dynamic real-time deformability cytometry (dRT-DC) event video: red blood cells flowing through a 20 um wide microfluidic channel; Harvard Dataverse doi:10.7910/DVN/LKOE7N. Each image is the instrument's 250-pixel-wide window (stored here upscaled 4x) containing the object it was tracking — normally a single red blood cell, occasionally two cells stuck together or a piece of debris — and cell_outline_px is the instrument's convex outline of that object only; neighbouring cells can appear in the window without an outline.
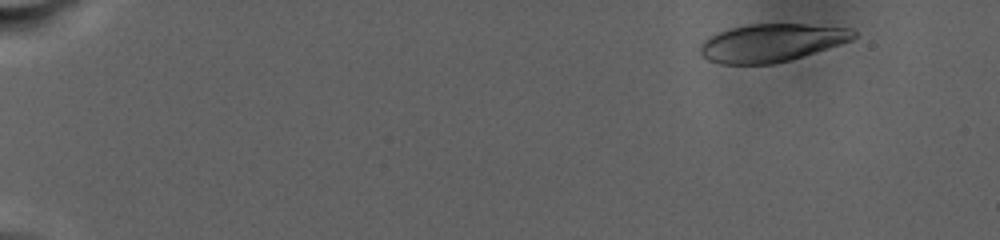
{"species": "human", "species_latin": "Homo sapiens", "temperature_condition": "warm", "stored_images_in_passage": 85, "camera_frame_rate_fps": 3000, "um_per_image_px": 0.085, "donor": {"sex": "male"}, "frame": {"image": 1, "passage_image": 1, "time_ms": 0.0, "image_size_px": [1000, 240], "cell_outline_px": [[856, 36], [852, 40], [828, 48], [788, 60], [772, 64], [720, 64], [708, 60], [700, 56], [700, 44], [708, 36], [716, 32], [728, 28], [748, 24], [804, 24], [852, 28], [856, 32]], "centroid_in_image_um": [65.53, 3.63], "position_along_channel_um": 19.5, "area_um2": 34.04}}
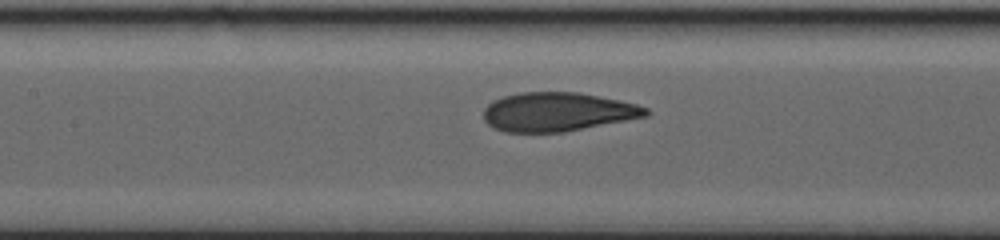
{"frame": {"image": 2, "passage_image": 51, "time_ms": 12.333, "image_size_px": [1000, 240], "cell_outline_px": [[652, 112], [648, 116], [564, 132], [504, 132], [488, 124], [484, 120], [484, 108], [492, 100], [504, 96], [520, 92], [576, 92], [620, 100], [636, 104], [648, 108]], "centroid_in_image_um": [47.4, 9.51], "position_along_channel_um": 160.0, "area_um2": 36.82}}
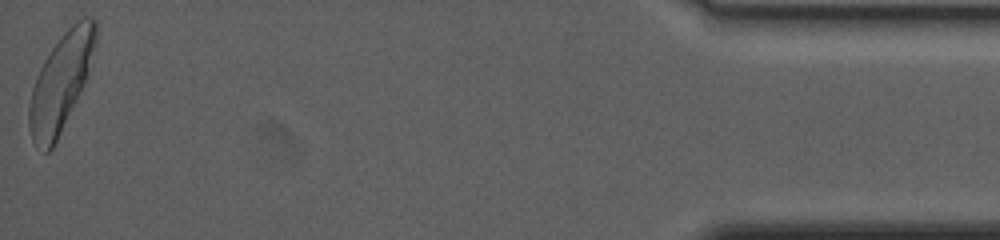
{"frame": {"image": 3, "passage_image": 85, "time_ms": 26.667, "image_size_px": [1000, 240], "cell_outline_px": [[96, 44], [84, 84], [52, 148], [48, 152], [44, 152], [36, 148], [32, 140], [28, 124], [28, 108], [32, 88], [36, 76], [44, 60], [52, 48], [64, 32], [76, 20], [84, 16], [92, 16], [96, 20]], "centroid_in_image_um": [5.15, 6.98], "position_along_channel_um": 430.0, "area_um2": 37.28}, "authors_computed_cell_mechanics": {"area_um2": 36.0094, "velocity_mm_per_s": 2.4219, "shape_relaxation_time_tau1_ms": 5.5034, "shape_relaxation_time_tau2_ms": 1.4176, "deformation_change_tau1": 0.1838, "deformation_change_tau2": 0.0734}}